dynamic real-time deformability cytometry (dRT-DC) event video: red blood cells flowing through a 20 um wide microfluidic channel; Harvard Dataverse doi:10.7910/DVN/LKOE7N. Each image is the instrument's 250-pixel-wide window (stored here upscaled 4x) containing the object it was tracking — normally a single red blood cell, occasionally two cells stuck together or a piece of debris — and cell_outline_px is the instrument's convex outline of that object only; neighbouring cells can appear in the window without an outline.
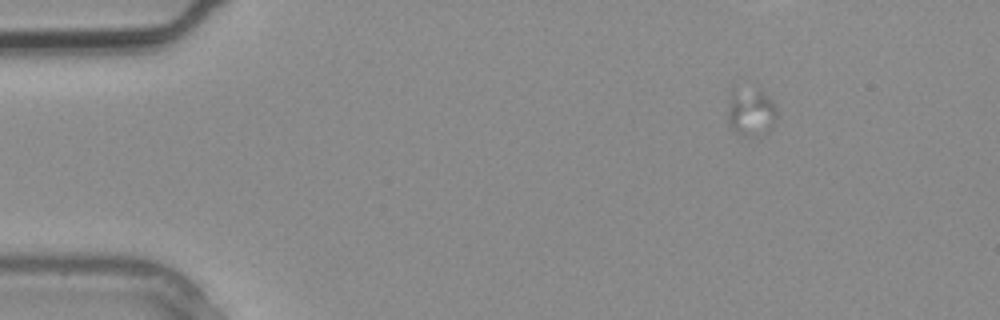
{"species": "common noctule bat (a hibernating species)", "species_latin": "Nyctalus noctula", "temperature_condition": "warm", "stored_images_in_passage": 3, "camera_frame_rate_fps": 3000, "um_per_image_px": 0.085, "animal": {"sex": "male", "body_mass_g": 20.4}, "frame": {"image": 1, "passage_image": 1, "time_ms": 0.0, "image_size_px": [1000, 320], "cell_outline_px": [[776, 124], [768, 132], [748, 136], [732, 132], [728, 128], [728, 108], [732, 100], [760, 92], [768, 96], [776, 104]], "centroid_in_image_um": [63.92, 9.76], "position_along_channel_um": 21.1, "area_um2": 12.37}}
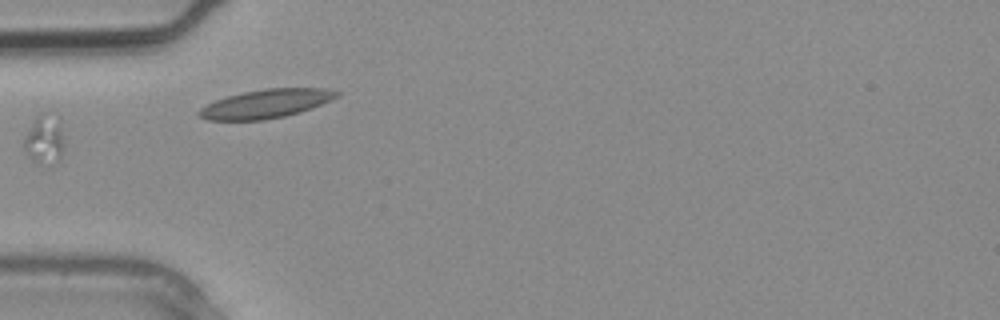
{"frame": {"image": 2, "passage_image": 3, "time_ms": 0.667, "image_size_px": [1000, 320], "cell_outline_px": [[64, 148], [60, 160], [52, 164], [40, 164], [32, 160], [24, 152], [24, 136], [36, 116], [40, 112], [44, 112], [60, 128], [64, 140]], "centroid_in_image_um": [3.74, 11.96], "position_along_channel_um": 81.3, "area_um2": 11.21}}